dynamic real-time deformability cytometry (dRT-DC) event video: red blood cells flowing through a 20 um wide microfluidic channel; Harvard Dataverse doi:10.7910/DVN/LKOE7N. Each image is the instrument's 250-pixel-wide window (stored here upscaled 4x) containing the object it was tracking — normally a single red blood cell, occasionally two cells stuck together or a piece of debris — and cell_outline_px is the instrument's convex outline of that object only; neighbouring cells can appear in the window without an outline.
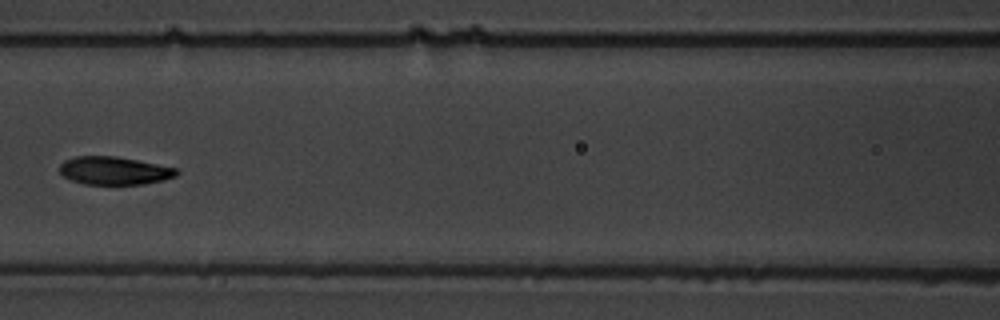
{"species": "common noctule bat (a hibernating species)", "species_latin": "Nyctalus noctula", "temperature_condition": "warm", "stored_images_in_passage": 9, "segment_of_instrument_passage": [1, 2], "camera_frame_rate_fps": 3000, "um_per_image_px": 0.085, "animal": {"sex": "male", "body_mass_g": 19.5, "forearm_length_mm": 54.6}, "frame": {"image": 1, "passage_image": 8, "time_ms": 8.333, "image_size_px": [1000, 320], "cell_outline_px": [[180, 172], [176, 176], [164, 180], [144, 184], [84, 184], [72, 180], [64, 176], [60, 172], [60, 164], [64, 160], [76, 156], [116, 156], [176, 168]], "centroid_in_image_um": [9.71, 14.51], "position_along_channel_um": 156.9, "area_um2": 19.02}}